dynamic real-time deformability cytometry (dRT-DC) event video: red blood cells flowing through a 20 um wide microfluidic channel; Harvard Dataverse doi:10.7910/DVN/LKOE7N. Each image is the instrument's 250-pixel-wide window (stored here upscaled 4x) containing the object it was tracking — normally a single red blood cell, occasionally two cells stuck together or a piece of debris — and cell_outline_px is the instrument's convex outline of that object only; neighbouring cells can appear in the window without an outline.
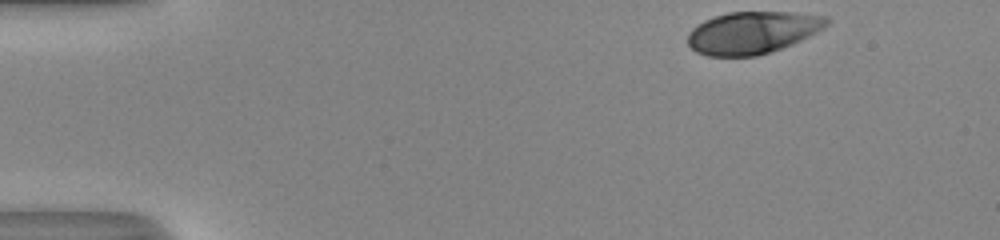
{"species": "human", "species_latin": "Homo sapiens", "temperature_condition": "room temperature", "stored_images_in_passage": 39, "camera_frame_rate_fps": 3000, "um_per_image_px": 0.085, "donor": {"sex": "male"}, "frame": {"image": 1, "passage_image": 1, "time_ms": 0.0, "image_size_px": [1000, 240], "cell_outline_px": [[828, 24], [824, 28], [792, 44], [756, 56], [708, 56], [696, 52], [688, 44], [688, 36], [692, 28], [704, 20], [728, 12], [792, 12], [828, 16]], "centroid_in_image_um": [63.96, 2.76], "position_along_channel_um": 21.0, "area_um2": 33.99}}
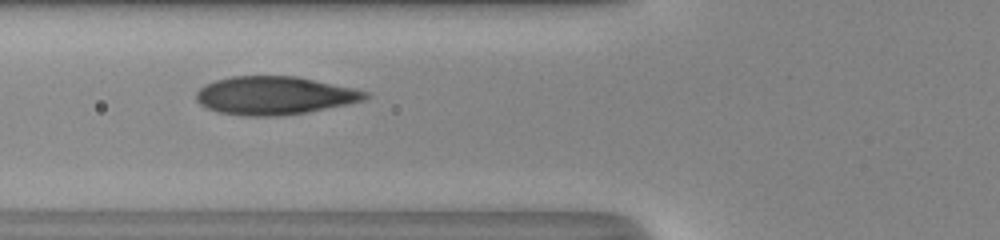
{"frame": {"image": 2, "passage_image": 15, "time_ms": 4.667, "image_size_px": [1000, 240], "cell_outline_px": [[372, 92], [364, 100], [348, 104], [308, 112], [280, 116], [244, 116], [216, 112], [200, 104], [196, 100], [196, 92], [204, 84], [216, 80], [232, 76], [296, 76]], "centroid_in_image_um": [23.32, 8.12], "position_along_channel_um": 102.5, "area_um2": 37.8}}
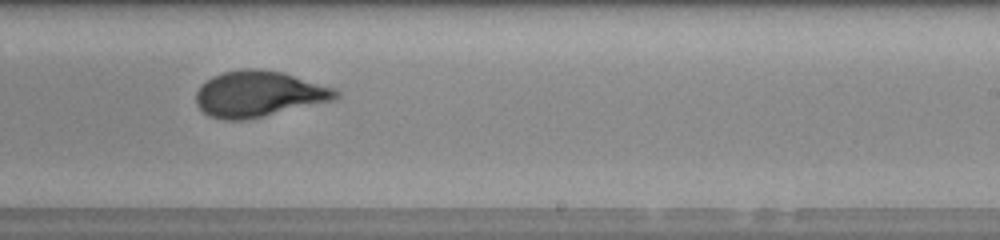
{"frame": {"image": 3, "passage_image": 27, "time_ms": 8.667, "image_size_px": [1000, 240], "cell_outline_px": [[340, 96], [336, 100], [244, 120], [224, 120], [208, 116], [196, 104], [196, 92], [200, 84], [212, 76], [224, 72], [248, 68], [260, 68], [284, 72], [332, 88], [340, 92]], "centroid_in_image_um": [21.97, 7.98], "position_along_channel_um": 267.0, "area_um2": 37.45}, "authors_computed_cell_mechanics": {"area_um2": 36.703, "velocity_mm_per_s": 4.1246, "shape_relaxation_time_tau1_ms": 8.545, "shape_relaxation_time_tau2_ms": null, "deformation_change_tau1": 0.2625, "deformation_change_tau2": null}}